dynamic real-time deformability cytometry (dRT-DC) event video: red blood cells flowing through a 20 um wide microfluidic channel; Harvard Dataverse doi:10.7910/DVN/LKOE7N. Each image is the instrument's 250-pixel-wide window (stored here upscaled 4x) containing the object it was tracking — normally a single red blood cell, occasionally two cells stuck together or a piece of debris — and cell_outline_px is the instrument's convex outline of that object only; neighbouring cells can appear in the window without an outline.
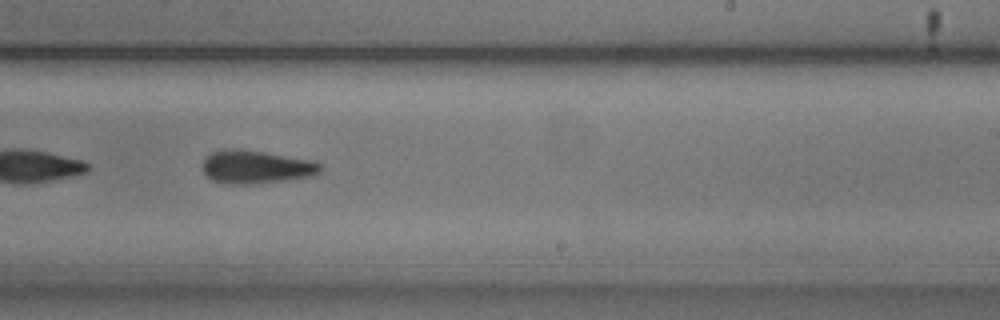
{"species": "common noctule bat (a hibernating species)", "species_latin": "Nyctalus noctula", "temperature_condition": "cold", "stored_images_in_passage": 51, "camera_frame_rate_fps": 3000, "um_per_image_px": 0.085, "animal": {"sex": "male", "body_mass_g": 20.5, "forearm_length_mm": 52.5}, "frame": {"image": 1, "passage_image": 30, "time_ms": 9.667, "image_size_px": [1000, 320], "cell_outline_px": [[324, 168], [320, 172], [312, 176], [284, 180], [252, 184], [232, 184], [212, 180], [200, 168], [200, 164], [212, 152], [232, 148], [260, 152], [312, 160], [324, 164]], "centroid_in_image_um": [21.78, 14.2], "position_along_channel_um": 267.2, "area_um2": 22.66}}
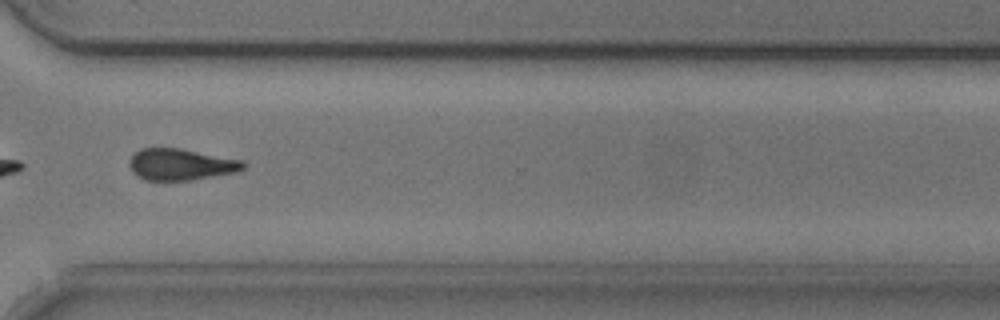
{"frame": {"image": 2, "passage_image": 37, "time_ms": 12.0, "image_size_px": [1000, 320], "cell_outline_px": [[248, 164], [244, 168], [236, 172], [188, 180], [144, 180], [136, 176], [132, 172], [128, 164], [132, 156], [140, 148], [180, 148], [244, 160]], "centroid_in_image_um": [15.37, 13.97], "position_along_channel_um": 355.2, "area_um2": 20.98}}
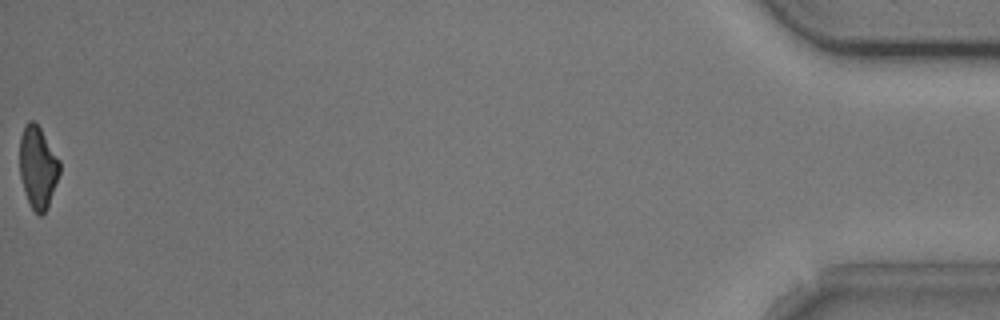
{"frame": {"image": 3, "passage_image": 51, "time_ms": 16.667, "image_size_px": [1000, 320], "cell_outline_px": [[60, 172], [48, 208], [40, 216], [32, 208], [28, 200], [20, 176], [20, 136], [24, 124], [28, 120], [32, 120], [40, 128], [60, 160]], "centroid_in_image_um": [3.22, 14.19], "position_along_channel_um": 432.0, "area_um2": 19.02}, "authors_computed_cell_mechanics": {"area_um2": 22.7732, "velocity_mm_per_s": 3.7789, "shape_relaxation_time_tau1_ms": 2.748, "shape_relaxation_time_tau2_ms": null, "deformation_change_tau1": 0.1373, "deformation_change_tau2": null}}